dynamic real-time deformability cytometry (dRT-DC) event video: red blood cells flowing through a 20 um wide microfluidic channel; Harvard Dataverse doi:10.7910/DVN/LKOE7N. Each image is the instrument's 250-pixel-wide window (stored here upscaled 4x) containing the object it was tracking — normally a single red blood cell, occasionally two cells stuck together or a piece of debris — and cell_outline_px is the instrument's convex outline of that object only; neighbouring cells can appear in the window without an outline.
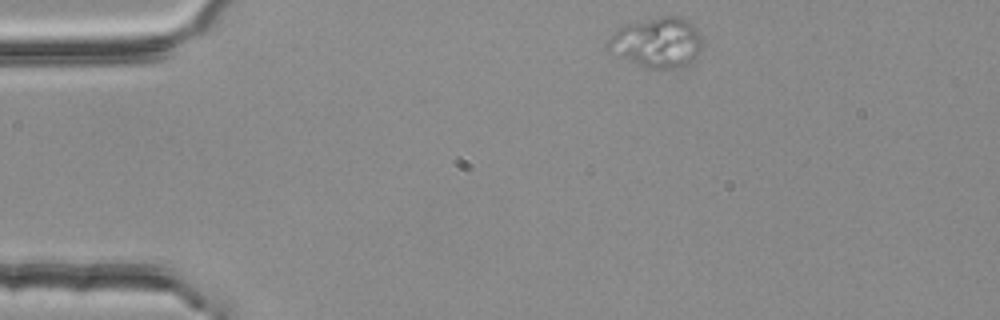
{"species": "common noctule bat (a hibernating species)", "species_latin": "Nyctalus noctula", "temperature_condition": "room temperature", "stored_images_in_passage": 47, "camera_frame_rate_fps": 3000, "um_per_image_px": 0.085, "animal": {"sex": "female", "body_mass_g": 25.1}, "frame": {"image": 1, "passage_image": 1, "time_ms": 0.0, "image_size_px": [1000, 320], "cell_outline_px": [[704, 48], [692, 60], [676, 68], [648, 68], [616, 56], [608, 52], [608, 40], [612, 32], [624, 24], [664, 16], [676, 16], [688, 20], [700, 32], [704, 44]], "centroid_in_image_um": [55.85, 3.6], "position_along_channel_um": 29.1, "area_um2": 27.74}}